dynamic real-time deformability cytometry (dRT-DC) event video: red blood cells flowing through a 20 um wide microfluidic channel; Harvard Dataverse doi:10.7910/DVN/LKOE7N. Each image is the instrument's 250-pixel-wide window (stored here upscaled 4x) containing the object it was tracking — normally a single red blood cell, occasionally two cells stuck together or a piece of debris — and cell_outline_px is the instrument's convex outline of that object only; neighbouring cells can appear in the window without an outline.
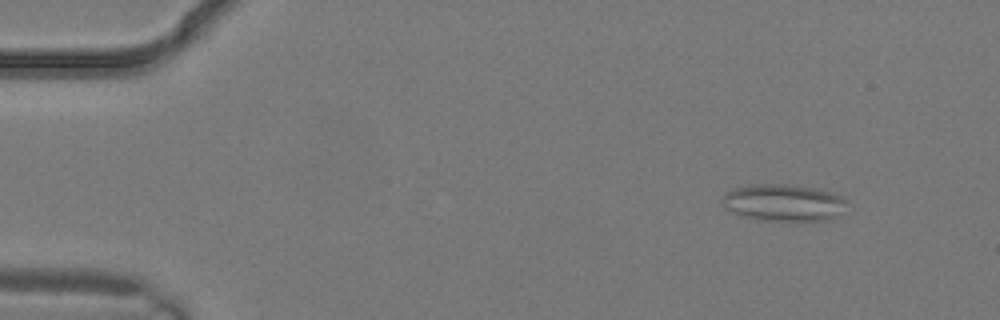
{"species": "common noctule bat (a hibernating species)", "species_latin": "Nyctalus noctula", "temperature_condition": "warm", "stored_images_in_passage": 2, "camera_frame_rate_fps": 3000, "um_per_image_px": 0.085, "animal": {"sex": "male", "body_mass_g": 19.2, "forearm_length_mm": 51.8}, "frame": {"image": 1, "passage_image": 1, "time_ms": 0.0, "image_size_px": [1000, 320], "cell_outline_px": [[848, 200], [836, 216], [832, 220], [760, 220], [740, 216], [728, 208], [720, 200], [724, 192], [732, 188], [748, 184], [792, 184], [816, 188], [840, 196]], "centroid_in_image_um": [66.54, 17.2], "position_along_channel_um": 18.5, "area_um2": 26.82}}